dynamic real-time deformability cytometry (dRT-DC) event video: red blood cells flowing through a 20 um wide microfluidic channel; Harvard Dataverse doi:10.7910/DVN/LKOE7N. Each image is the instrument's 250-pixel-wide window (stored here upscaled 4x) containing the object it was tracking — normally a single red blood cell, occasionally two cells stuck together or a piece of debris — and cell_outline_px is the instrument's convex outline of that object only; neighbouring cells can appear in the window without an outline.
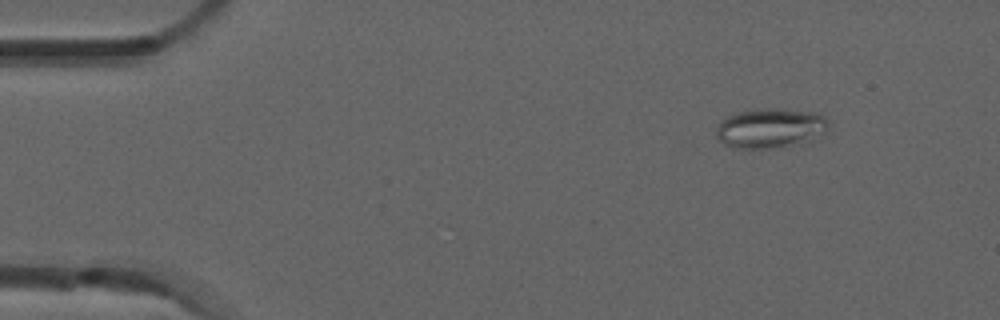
{"species": "common noctule bat (a hibernating species)", "species_latin": "Nyctalus noctula", "temperature_condition": "room temperature", "stored_images_in_passage": 6, "camera_frame_rate_fps": 3000, "um_per_image_px": 0.085, "animal": {"sex": "male", "forearm_length_mm": 52.5}, "frame": {"image": 1, "passage_image": 2, "time_ms": 0.333, "image_size_px": [1000, 320], "cell_outline_px": [[828, 124], [824, 132], [784, 144], [764, 148], [736, 148], [724, 144], [716, 136], [716, 124], [728, 116], [736, 112], [764, 108], [776, 108], [820, 112], [828, 116]], "centroid_in_image_um": [65.39, 10.82], "position_along_channel_um": 19.6, "area_um2": 25.2}}
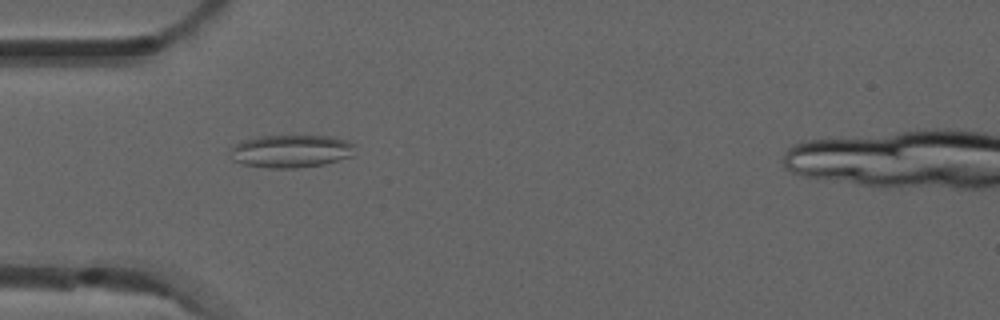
{"frame": {"image": 2, "passage_image": 5, "time_ms": 1.333, "image_size_px": [1000, 320], "cell_outline_px": [[352, 156], [324, 164], [296, 168], [268, 168], [244, 164], [232, 160], [232, 148], [236, 144], [244, 140], [260, 136], [332, 136], [348, 140], [352, 144]], "centroid_in_image_um": [24.74, 12.85], "position_along_channel_um": 60.3, "area_um2": 23.58}}